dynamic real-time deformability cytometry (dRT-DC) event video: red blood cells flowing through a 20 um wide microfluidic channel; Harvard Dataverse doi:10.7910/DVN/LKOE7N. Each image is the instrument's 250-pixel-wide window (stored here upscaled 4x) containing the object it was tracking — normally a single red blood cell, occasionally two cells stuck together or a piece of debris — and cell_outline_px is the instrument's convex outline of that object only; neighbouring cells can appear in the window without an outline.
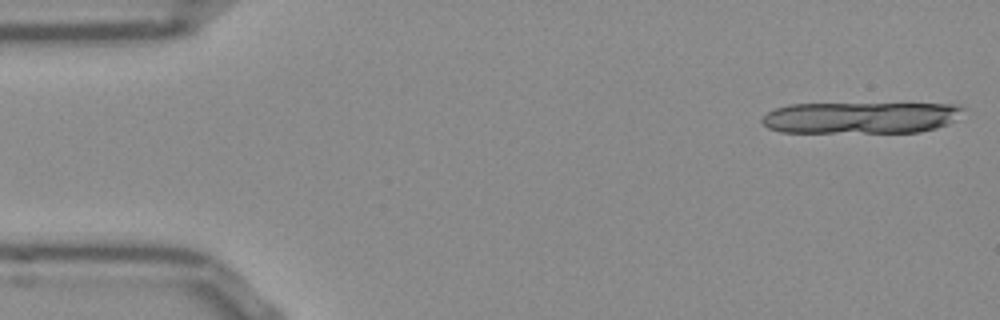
{"species": "Egyptian fruit bat (a non-hibernating species)", "species_latin": "Rousettus aegyptiacus", "temperature_condition": "room temperature", "stored_images_in_passage": 18, "camera_frame_rate_fps": 3000, "um_per_image_px": 0.085, "frame": {"image": 1, "passage_image": 1, "time_ms": 0.0, "image_size_px": [1000, 320], "cell_outline_px": [[968, 108], [956, 120], [948, 124], [936, 128], [920, 132], [780, 132], [768, 128], [760, 120], [768, 112], [776, 108], [788, 104], [964, 104]], "centroid_in_image_um": [73.24, 9.99], "position_along_channel_um": 11.8, "area_um2": 37.28}}
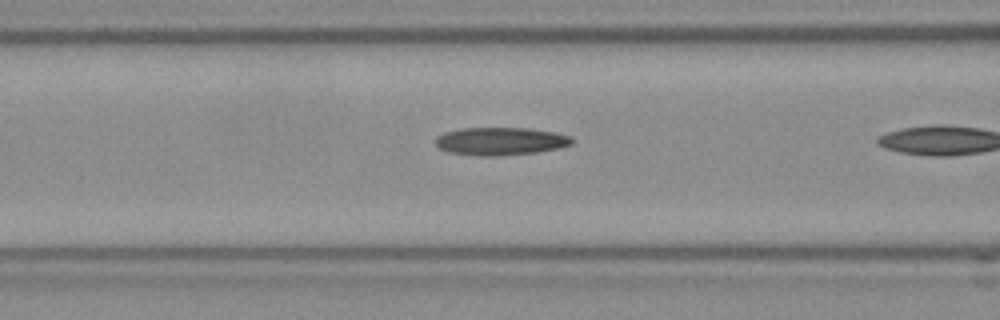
{"frame": {"image": 2, "passage_image": 17, "time_ms": 5.333, "image_size_px": [1000, 320], "cell_outline_px": [[572, 144], [560, 148], [536, 152], [496, 156], [480, 156], [448, 152], [440, 148], [436, 144], [436, 136], [444, 132], [460, 128], [528, 128], [552, 132], [572, 136]], "centroid_in_image_um": [42.53, 12.0], "position_along_channel_um": 124.1, "area_um2": 22.14}}